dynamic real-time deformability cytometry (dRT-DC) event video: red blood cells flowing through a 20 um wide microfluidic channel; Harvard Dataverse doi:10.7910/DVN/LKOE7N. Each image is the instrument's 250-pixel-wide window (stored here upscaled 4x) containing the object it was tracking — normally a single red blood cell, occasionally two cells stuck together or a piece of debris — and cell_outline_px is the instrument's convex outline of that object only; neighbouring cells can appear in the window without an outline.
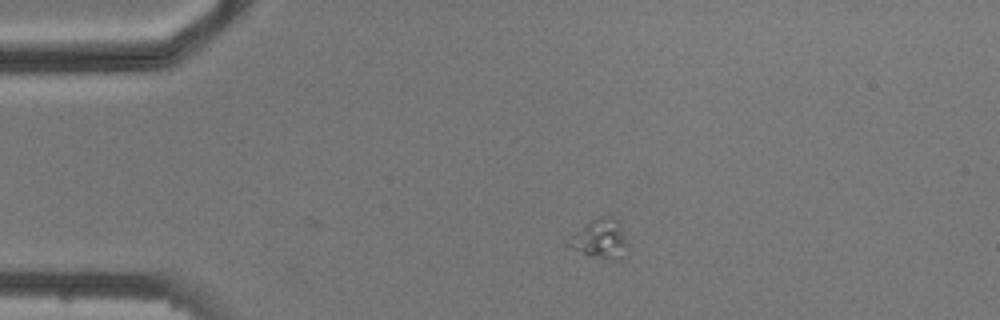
{"species": "common noctule bat (a hibernating species)", "species_latin": "Nyctalus noctula", "temperature_condition": "cold", "stored_images_in_passage": 3, "camera_frame_rate_fps": 3000, "um_per_image_px": 0.085, "animal": {"sex": "male", "body_mass_g": 20.5, "forearm_length_mm": 52.5}, "frame": {"image": 1, "passage_image": 3, "time_ms": 2.667, "image_size_px": [1000, 320], "cell_outline_px": [[628, 244], [624, 256], [620, 260], [604, 260], [572, 248], [564, 244], [564, 240], [568, 236], [596, 216], [608, 216], [620, 232]], "centroid_in_image_um": [50.9, 20.36], "position_along_channel_um": 34.1, "area_um2": 13.18}}